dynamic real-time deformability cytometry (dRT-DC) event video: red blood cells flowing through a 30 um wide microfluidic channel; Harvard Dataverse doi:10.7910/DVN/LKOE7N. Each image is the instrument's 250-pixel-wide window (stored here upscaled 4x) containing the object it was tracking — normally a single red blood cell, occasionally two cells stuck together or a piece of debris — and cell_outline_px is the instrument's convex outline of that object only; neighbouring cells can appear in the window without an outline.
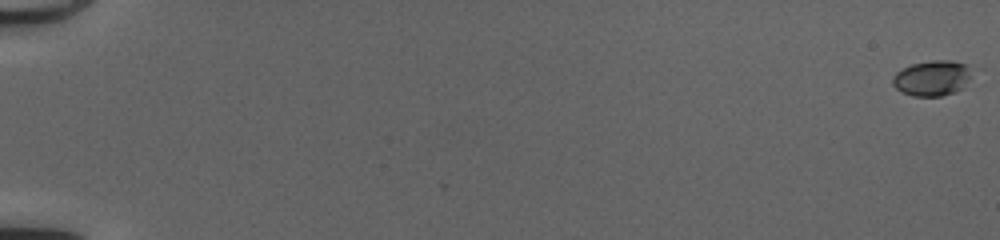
{"species": "common noctule bat (a hibernating species)", "species_latin": "Nyctalus noctula", "temperature_condition": "cold", "stored_images_in_passage": 53, "camera_frame_rate_fps": 3000, "um_per_image_px": 0.085, "animal": {"sex": "female", "body_mass_g": 20.0, "forearm_length_mm": 54.0}, "frame": {"image": 1, "passage_image": 1, "time_ms": 0.0, "image_size_px": [1000, 240], "cell_outline_px": [[976, 72], [964, 88], [956, 92], [940, 96], [912, 96], [896, 88], [892, 84], [892, 76], [896, 72], [912, 64], [932, 60], [952, 60], [964, 64], [972, 68]], "centroid_in_image_um": [79.31, 6.63], "position_along_channel_um": 5.7, "area_um2": 16.7}}
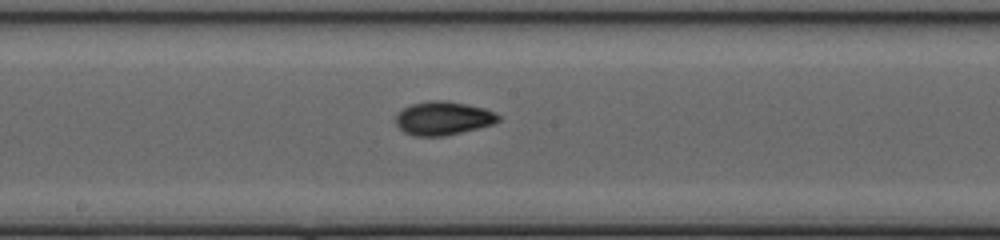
{"frame": {"image": 2, "passage_image": 31, "time_ms": 10.0, "image_size_px": [1000, 240], "cell_outline_px": [[500, 120], [492, 124], [444, 136], [412, 136], [404, 132], [396, 124], [396, 112], [412, 104], [428, 100], [444, 100], [468, 104], [484, 108], [496, 112], [500, 116]], "centroid_in_image_um": [37.65, 10.04], "position_along_channel_um": 210.6, "area_um2": 20.11}}
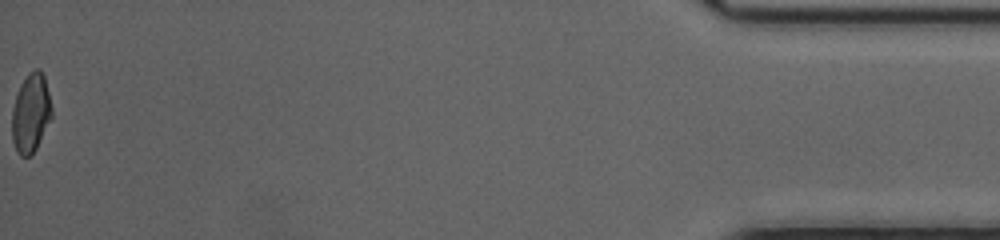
{"frame": {"image": 3, "passage_image": 53, "time_ms": 17.333, "image_size_px": [1000, 240], "cell_outline_px": [[52, 116], [36, 148], [28, 156], [20, 156], [16, 152], [12, 140], [12, 108], [20, 84], [28, 72], [36, 68], [40, 68], [44, 76], [52, 108]], "centroid_in_image_um": [2.6, 9.59], "position_along_channel_um": 432.6, "area_um2": 18.26}, "authors_computed_cell_mechanics": {"area_um2": 18.4382, "velocity_mm_per_s": 4.2076, "shape_relaxation_time_tau1_ms": 4.8164, "shape_relaxation_time_tau2_ms": 1.4711, "deformation_change_tau1": 0.1769, "deformation_change_tau2": 0.0518}}